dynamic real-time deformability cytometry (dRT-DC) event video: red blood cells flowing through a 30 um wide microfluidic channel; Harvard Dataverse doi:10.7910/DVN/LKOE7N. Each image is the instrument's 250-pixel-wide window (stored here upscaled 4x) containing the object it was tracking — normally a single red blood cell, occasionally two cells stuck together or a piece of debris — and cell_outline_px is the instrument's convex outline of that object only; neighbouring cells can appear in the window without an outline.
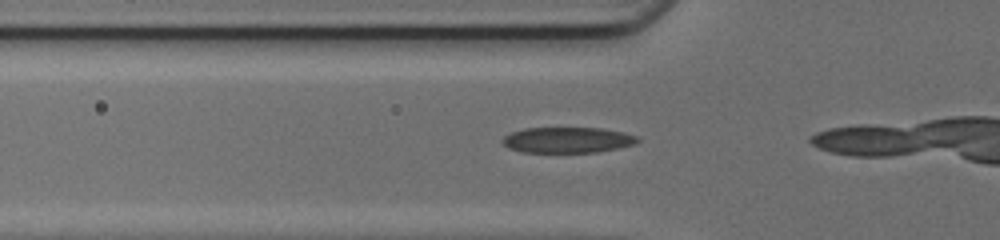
{"species": "common noctule bat (a hibernating species)", "species_latin": "Nyctalus noctula", "temperature_condition": "cold", "stored_images_in_passage": 7, "camera_frame_rate_fps": 3000, "um_per_image_px": 0.085, "animal": {"sex": "female", "body_mass_g": 17.0, "forearm_length_mm": 48.0}, "frame": {"image": 1, "passage_image": 3, "time_ms": 0.667, "image_size_px": [1000, 240], "cell_outline_px": [[640, 140], [636, 144], [620, 148], [596, 152], [520, 152], [508, 148], [500, 140], [504, 136], [512, 132], [524, 128], [600, 128], [624, 132], [640, 136]], "centroid_in_image_um": [48.27, 11.9], "position_along_channel_um": 77.5, "area_um2": 20.46}}
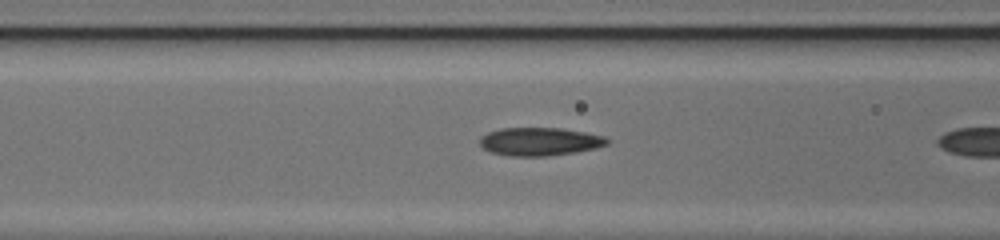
{"frame": {"image": 2, "passage_image": 6, "time_ms": 1.667, "image_size_px": [1000, 240], "cell_outline_px": [[608, 144], [596, 148], [576, 152], [548, 156], [508, 156], [492, 152], [484, 148], [480, 144], [480, 136], [488, 132], [500, 128], [560, 128], [584, 132], [604, 136], [608, 140]], "centroid_in_image_um": [45.86, 12.03], "position_along_channel_um": 120.7, "area_um2": 20.87}}